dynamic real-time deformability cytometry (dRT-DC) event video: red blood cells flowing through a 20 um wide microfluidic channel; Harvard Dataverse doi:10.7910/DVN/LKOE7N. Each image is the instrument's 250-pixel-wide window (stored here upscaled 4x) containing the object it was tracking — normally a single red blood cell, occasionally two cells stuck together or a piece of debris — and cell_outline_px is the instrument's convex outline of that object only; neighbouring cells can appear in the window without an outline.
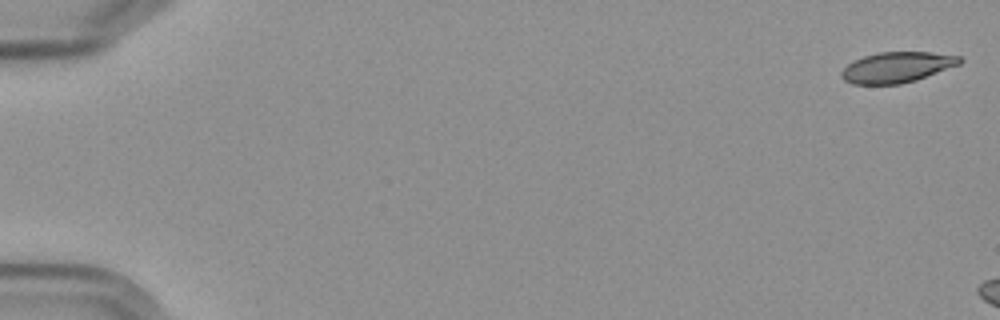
{"species": "Egyptian fruit bat (a non-hibernating species)", "species_latin": "Rousettus aegyptiacus", "temperature_condition": "cold", "stored_images_in_passage": 3, "camera_frame_rate_fps": 3000, "um_per_image_px": 0.085, "frame": {"image": 1, "passage_image": 1, "time_ms": 0.0, "image_size_px": [1000, 320], "cell_outline_px": [[964, 60], [960, 64], [916, 80], [900, 84], [852, 84], [844, 80], [840, 76], [840, 72], [852, 60], [864, 56], [880, 52], [932, 52], [960, 56]], "centroid_in_image_um": [76.23, 5.71], "position_along_channel_um": 8.8, "area_um2": 21.15}}